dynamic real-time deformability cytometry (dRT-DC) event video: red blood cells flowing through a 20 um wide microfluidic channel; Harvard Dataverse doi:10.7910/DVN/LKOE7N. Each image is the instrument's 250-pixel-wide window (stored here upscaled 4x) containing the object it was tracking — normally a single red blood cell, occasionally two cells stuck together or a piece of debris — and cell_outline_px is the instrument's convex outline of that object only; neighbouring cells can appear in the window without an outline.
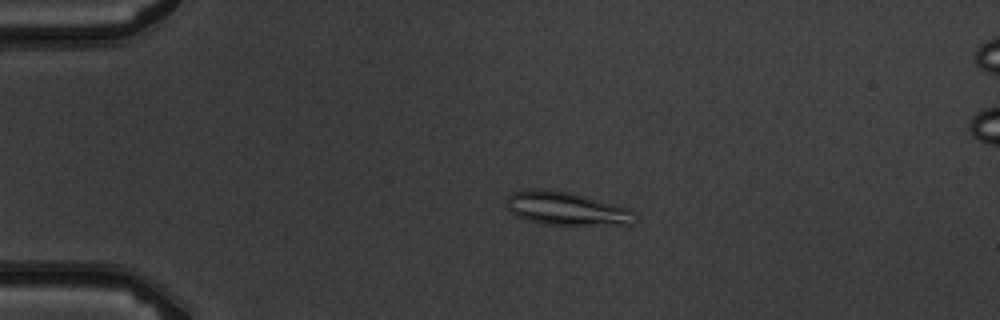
{"species": "common noctule bat (a hibernating species)", "species_latin": "Nyctalus noctula", "temperature_condition": "warm", "stored_images_in_passage": 4, "camera_frame_rate_fps": 3000, "um_per_image_px": 0.085, "animal": {"sex": "male", "body_mass_g": 19.5, "forearm_length_mm": 54.6}, "frame": {"image": 1, "passage_image": 2, "time_ms": 1.333, "image_size_px": [1000, 320], "cell_outline_px": [[636, 224], [544, 224], [528, 220], [516, 216], [504, 204], [504, 200], [512, 192], [532, 188], [544, 188], [572, 192], [632, 208], [636, 212]], "centroid_in_image_um": [48.16, 17.7], "position_along_channel_um": 36.8, "area_um2": 25.37}}